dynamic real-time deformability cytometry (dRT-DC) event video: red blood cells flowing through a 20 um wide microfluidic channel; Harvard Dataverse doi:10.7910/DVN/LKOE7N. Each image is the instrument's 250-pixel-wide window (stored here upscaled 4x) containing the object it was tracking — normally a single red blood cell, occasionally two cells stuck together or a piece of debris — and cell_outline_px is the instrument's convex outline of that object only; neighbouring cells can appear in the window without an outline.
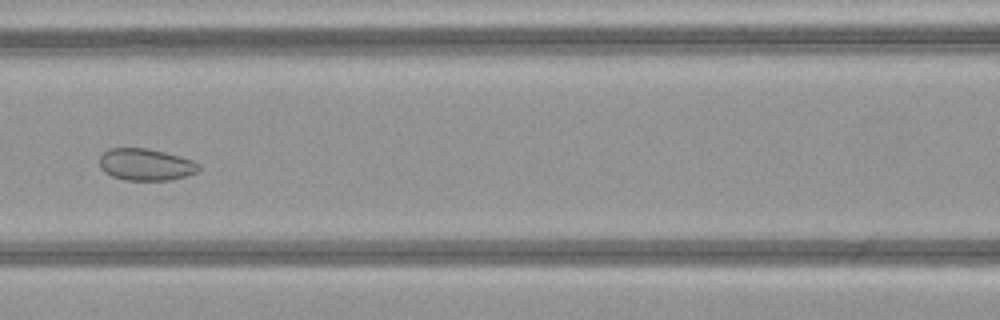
{"species": "common noctule bat (a hibernating species)", "species_latin": "Nyctalus noctula", "temperature_condition": "warm", "stored_images_in_passage": 42, "camera_frame_rate_fps": 3000, "um_per_image_px": 0.085, "animal": {"sex": "female", "body_mass_g": 21.9}, "frame": {"image": 1, "passage_image": 14, "time_ms": 4.333, "image_size_px": [1000, 320], "cell_outline_px": [[200, 172], [168, 180], [124, 180], [112, 176], [104, 172], [100, 168], [100, 156], [108, 148], [148, 148], [180, 156], [192, 160], [200, 164]], "centroid_in_image_um": [12.39, 13.98], "position_along_channel_um": 154.2, "area_um2": 18.55}}
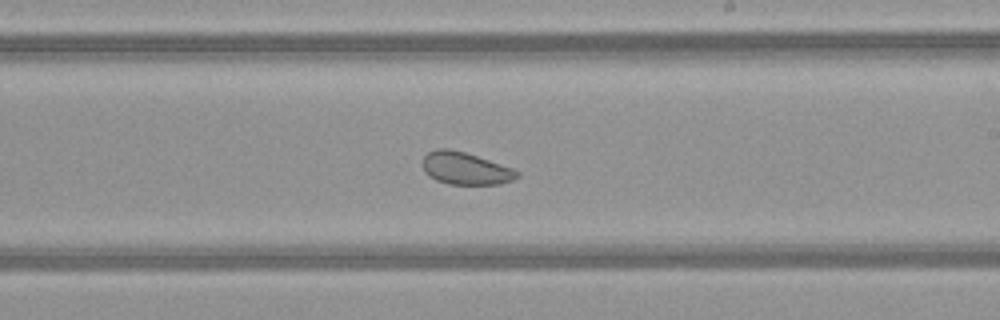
{"frame": {"image": 2, "passage_image": 21, "time_ms": 6.667, "image_size_px": [1000, 320], "cell_outline_px": [[520, 176], [512, 180], [500, 184], [448, 184], [436, 180], [428, 176], [424, 172], [420, 164], [424, 156], [428, 152], [436, 148], [448, 148], [464, 152], [512, 168], [520, 172]], "centroid_in_image_um": [39.51, 14.31], "position_along_channel_um": 249.5, "area_um2": 17.92}}
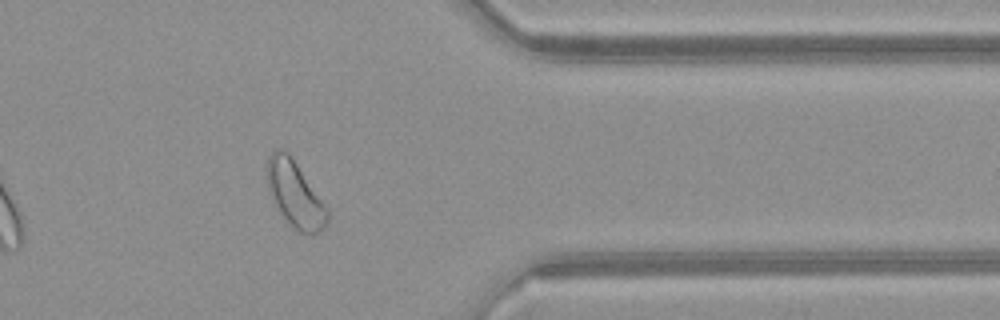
{"frame": {"image": 3, "passage_image": 32, "time_ms": 10.333, "image_size_px": [1000, 320], "cell_outline_px": [[328, 220], [324, 228], [316, 232], [300, 232], [284, 216], [268, 192], [264, 172], [264, 164], [268, 156], [276, 148], [284, 148], [292, 156], [328, 208]], "centroid_in_image_um": [25.02, 16.38], "position_along_channel_um": 386.4, "area_um2": 23.24}, "authors_computed_cell_mechanics": {"area_um2": 21.7039, "velocity_mm_per_s": 4.0891, "shape_relaxation_time_tau1_ms": null, "shape_relaxation_time_tau2_ms": 2.2252, "deformation_change_tau1": null, "deformation_change_tau2": 0.0671}}